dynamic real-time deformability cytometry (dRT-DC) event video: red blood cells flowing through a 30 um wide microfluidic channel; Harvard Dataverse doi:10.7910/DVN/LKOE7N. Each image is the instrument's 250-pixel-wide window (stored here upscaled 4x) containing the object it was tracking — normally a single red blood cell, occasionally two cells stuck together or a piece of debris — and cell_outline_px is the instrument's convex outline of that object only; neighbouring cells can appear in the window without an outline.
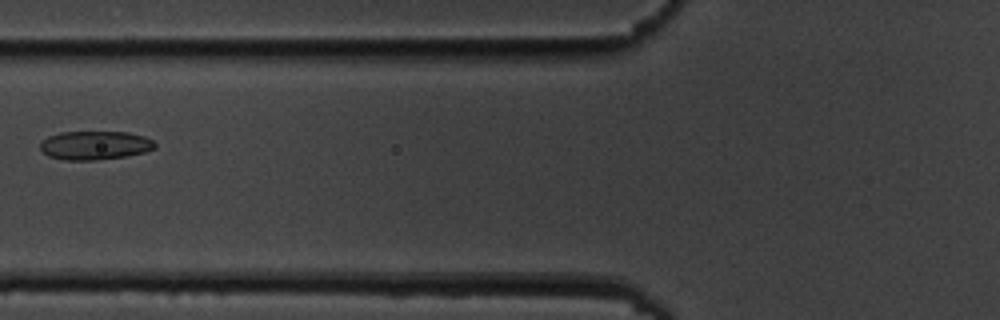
{"species": "common noctule bat (a hibernating species)", "species_latin": "Nyctalus noctula", "temperature_condition": "cold", "stored_images_in_passage": 8, "camera_frame_rate_fps": 3000, "um_per_image_px": 0.085, "animal": {"sex": "male", "body_mass_g": 19.5, "forearm_length_mm": 54.6}, "frame": {"image": 1, "passage_image": 7, "time_ms": 7.0, "image_size_px": [1000, 320], "cell_outline_px": [[156, 148], [144, 152], [124, 156], [92, 160], [64, 160], [48, 156], [40, 148], [40, 144], [48, 136], [60, 132], [128, 132], [144, 136], [152, 140], [156, 144]], "centroid_in_image_um": [8.07, 12.35], "position_along_channel_um": 117.7, "area_um2": 19.07}}
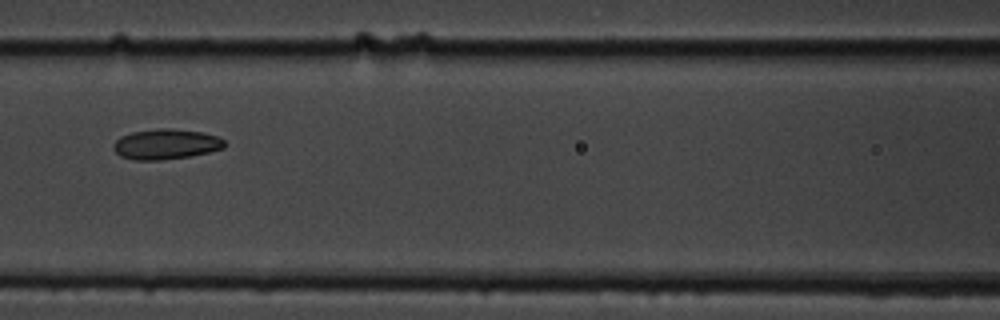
{"frame": {"image": 2, "passage_image": 8, "time_ms": 8.0, "image_size_px": [1000, 320], "cell_outline_px": [[224, 148], [192, 156], [160, 160], [132, 160], [120, 156], [112, 148], [112, 144], [120, 136], [132, 132], [156, 128], [172, 128], [204, 132], [220, 136], [224, 140]], "centroid_in_image_um": [14.1, 12.24], "position_along_channel_um": 152.5, "area_um2": 19.94}}